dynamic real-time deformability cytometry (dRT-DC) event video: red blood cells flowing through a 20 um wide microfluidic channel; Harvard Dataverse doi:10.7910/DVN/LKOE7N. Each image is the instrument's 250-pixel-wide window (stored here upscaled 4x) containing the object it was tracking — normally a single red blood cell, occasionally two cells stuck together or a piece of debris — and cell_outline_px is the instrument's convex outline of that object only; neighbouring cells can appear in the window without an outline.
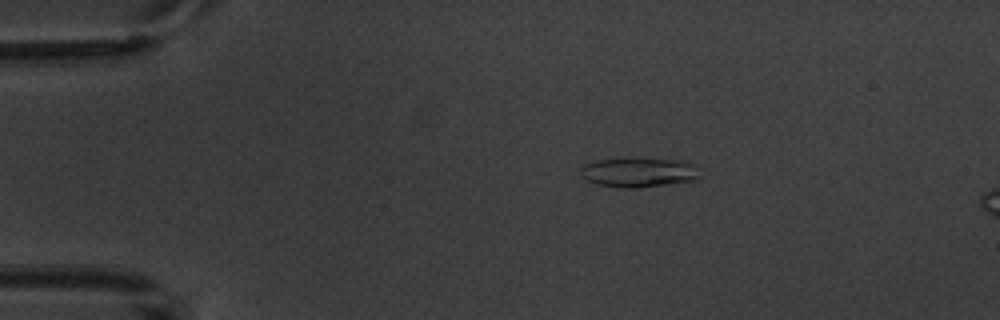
{"species": "common noctule bat (a hibernating species)", "species_latin": "Nyctalus noctula", "temperature_condition": "warm", "stored_images_in_passage": 4, "camera_frame_rate_fps": 3000, "um_per_image_px": 0.085, "animal": {"sex": "male", "body_mass_g": 20.1, "forearm_length_mm": 53.5}, "frame": {"image": 1, "passage_image": 2, "time_ms": 2.0, "image_size_px": [1000, 320], "cell_outline_px": [[700, 176], [696, 180], [668, 184], [636, 188], [620, 188], [596, 184], [588, 180], [580, 172], [580, 168], [584, 164], [596, 160], [684, 160], [692, 164]], "centroid_in_image_um": [54.28, 14.68], "position_along_channel_um": 30.7, "area_um2": 19.88}}